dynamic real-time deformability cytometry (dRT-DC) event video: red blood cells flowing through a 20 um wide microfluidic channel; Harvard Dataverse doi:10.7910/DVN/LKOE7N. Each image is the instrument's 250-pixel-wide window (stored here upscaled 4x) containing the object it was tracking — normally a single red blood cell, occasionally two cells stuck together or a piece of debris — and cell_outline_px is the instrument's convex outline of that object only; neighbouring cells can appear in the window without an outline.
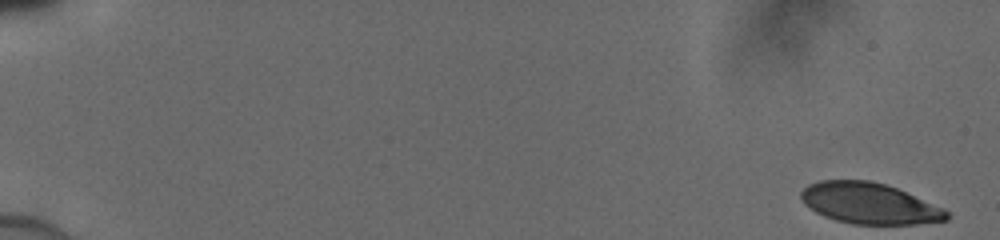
{"species": "human", "species_latin": "Homo sapiens", "temperature_condition": "cold", "stored_images_in_passage": 50, "camera_frame_rate_fps": 3000, "um_per_image_px": 0.085, "donor": {"sex": "male"}, "frame": {"image": 1, "passage_image": 1, "time_ms": 0.0, "image_size_px": [1000, 240], "cell_outline_px": [[948, 220], [916, 224], [852, 224], [836, 220], [824, 216], [816, 212], [804, 204], [800, 196], [800, 192], [808, 184], [820, 180], [868, 180], [884, 184], [896, 188], [944, 208], [948, 212]], "centroid_in_image_um": [73.87, 17.29], "position_along_channel_um": 11.1, "area_um2": 34.68}}
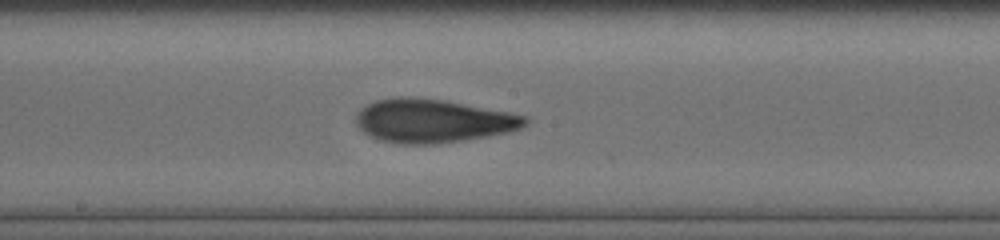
{"frame": {"image": 2, "passage_image": 29, "time_ms": 9.333, "image_size_px": [1000, 240], "cell_outline_px": [[528, 124], [520, 128], [508, 132], [488, 136], [464, 140], [436, 144], [400, 144], [380, 140], [364, 132], [356, 124], [356, 116], [368, 104], [376, 100], [400, 96], [416, 96], [444, 100], [508, 112], [528, 116]], "centroid_in_image_um": [36.82, 10.27], "position_along_channel_um": 211.4, "area_um2": 42.83}}
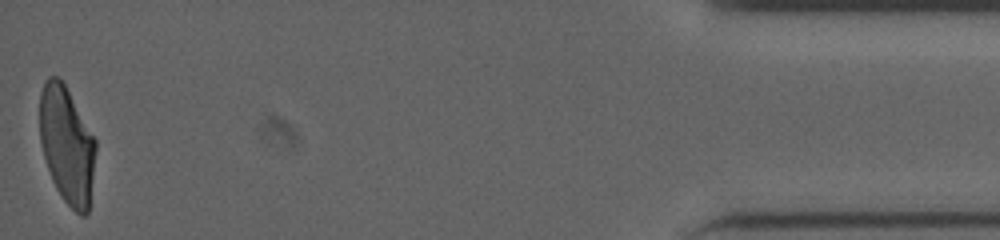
{"frame": {"image": 3, "passage_image": 50, "time_ms": 16.333, "image_size_px": [1000, 240], "cell_outline_px": [[96, 148], [88, 212], [84, 216], [80, 216], [64, 200], [56, 188], [52, 180], [44, 156], [40, 140], [40, 92], [44, 80], [48, 76], [56, 76], [64, 84], [96, 140]], "centroid_in_image_um": [5.67, 12.31], "position_along_channel_um": 429.5, "area_um2": 37.74}}